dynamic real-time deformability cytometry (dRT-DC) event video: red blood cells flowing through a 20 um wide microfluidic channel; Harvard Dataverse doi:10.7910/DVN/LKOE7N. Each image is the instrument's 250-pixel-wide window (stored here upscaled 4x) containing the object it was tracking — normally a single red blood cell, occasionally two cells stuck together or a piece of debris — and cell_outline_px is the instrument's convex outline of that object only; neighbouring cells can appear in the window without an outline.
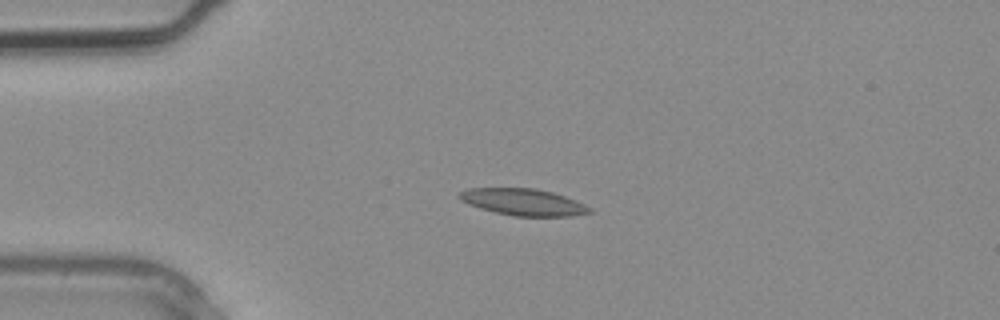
{"species": "common noctule bat (a hibernating species)", "species_latin": "Nyctalus noctula", "temperature_condition": "warm", "stored_images_in_passage": 2, "camera_frame_rate_fps": 3000, "um_per_image_px": 0.085, "animal": {"sex": "male", "body_mass_g": 20.4}, "frame": {"image": 1, "passage_image": 2, "time_ms": 0.333, "image_size_px": [1000, 320], "cell_outline_px": [[592, 212], [568, 216], [516, 216], [496, 212], [480, 208], [468, 204], [460, 200], [456, 196], [460, 192], [468, 188], [536, 188], [552, 192], [576, 200], [592, 208]], "centroid_in_image_um": [44.46, 17.17], "position_along_channel_um": 40.5, "area_um2": 20.23}}